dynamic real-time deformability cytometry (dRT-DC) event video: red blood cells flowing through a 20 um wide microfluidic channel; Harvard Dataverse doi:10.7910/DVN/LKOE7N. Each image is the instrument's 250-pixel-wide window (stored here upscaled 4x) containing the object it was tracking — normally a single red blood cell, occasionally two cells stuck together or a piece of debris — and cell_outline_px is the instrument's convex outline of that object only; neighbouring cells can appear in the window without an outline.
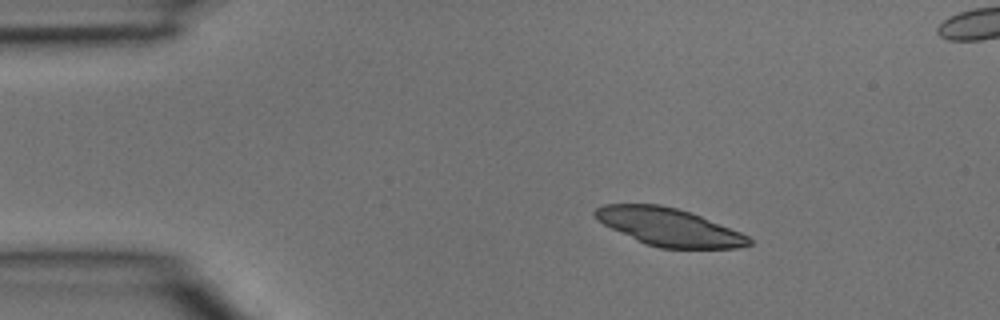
{"species": "common noctule bat (a hibernating species)", "species_latin": "Nyctalus noctula", "temperature_condition": "room temperature", "stored_images_in_passage": 3, "segment_of_instrument_passage": [1, 2], "camera_frame_rate_fps": 3000, "um_per_image_px": 0.085, "animal": {"sex": "male", "body_mass_g": 15.6}, "frame": {"image": 1, "passage_image": 1, "time_ms": 0.0, "image_size_px": [1000, 320], "cell_outline_px": [[752, 244], [736, 248], [660, 248], [644, 244], [596, 220], [592, 212], [596, 208], [604, 204], [660, 204], [676, 208], [700, 216], [740, 232], [748, 236], [752, 240]], "centroid_in_image_um": [56.83, 19.3], "position_along_channel_um": 28.2, "area_um2": 33.52}}